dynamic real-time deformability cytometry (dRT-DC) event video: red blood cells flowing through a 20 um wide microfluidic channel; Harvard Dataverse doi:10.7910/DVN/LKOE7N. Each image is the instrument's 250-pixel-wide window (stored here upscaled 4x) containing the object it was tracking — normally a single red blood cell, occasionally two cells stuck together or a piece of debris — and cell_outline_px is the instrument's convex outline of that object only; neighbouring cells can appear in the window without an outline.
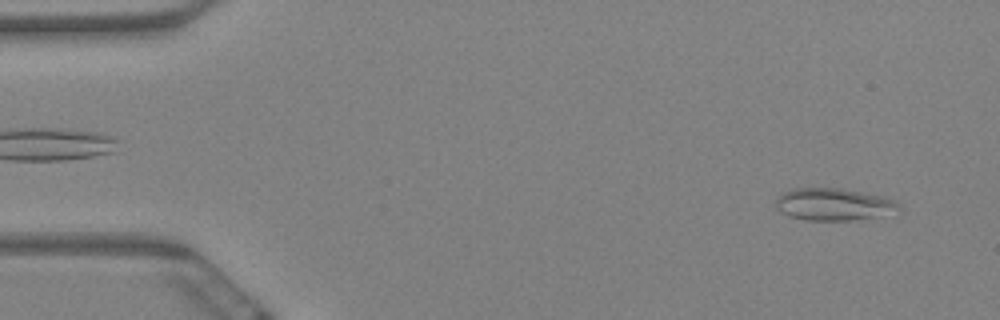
{"species": "Egyptian fruit bat (a non-hibernating species)", "species_latin": "Rousettus aegyptiacus", "temperature_condition": "warm", "stored_images_in_passage": 10, "camera_frame_rate_fps": 3000, "um_per_image_px": 0.085, "animal": {"sex": "female"}, "frame": {"image": 1, "passage_image": 1, "time_ms": 0.0, "image_size_px": [1000, 320], "cell_outline_px": [[900, 208], [872, 216], [852, 220], [804, 220], [788, 216], [780, 212], [776, 208], [776, 200], [784, 192], [792, 188], [840, 188], [884, 196], [896, 200]], "centroid_in_image_um": [70.77, 17.35], "position_along_channel_um": 14.2, "area_um2": 22.72}}
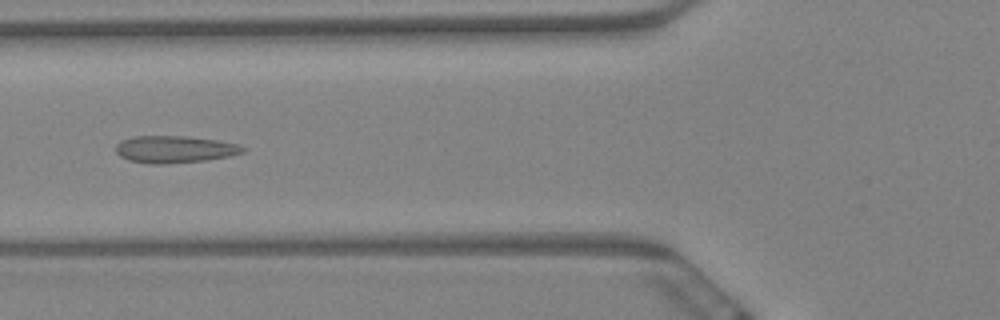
{"frame": {"image": 2, "passage_image": 6, "time_ms": 1.667, "image_size_px": [1000, 320], "cell_outline_px": [[248, 148], [244, 152], [232, 156], [208, 160], [164, 164], [148, 164], [128, 160], [120, 156], [116, 152], [116, 144], [120, 140], [132, 136], [184, 136], [216, 140], [236, 144]], "centroid_in_image_um": [14.84, 12.7], "position_along_channel_um": 111.0, "area_um2": 20.29}}
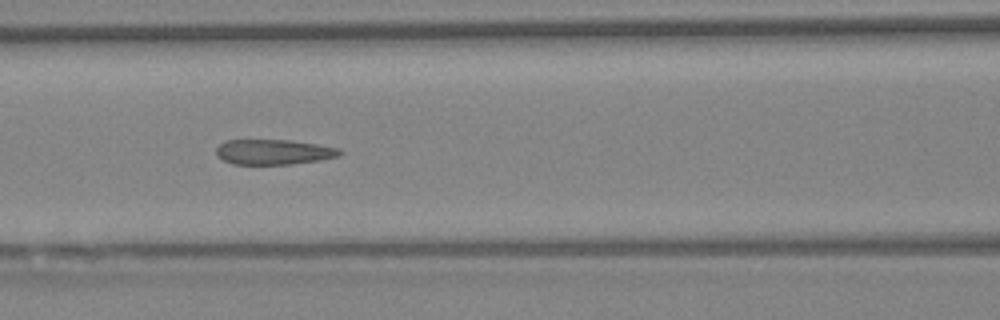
{"frame": {"image": 3, "passage_image": 7, "time_ms": 2.0, "image_size_px": [1000, 320], "cell_outline_px": [[344, 152], [340, 156], [320, 160], [292, 164], [232, 164], [224, 160], [216, 152], [216, 148], [224, 140], [292, 140], [316, 144], [336, 148]], "centroid_in_image_um": [23.27, 12.91], "position_along_channel_um": 143.3, "area_um2": 18.03}}